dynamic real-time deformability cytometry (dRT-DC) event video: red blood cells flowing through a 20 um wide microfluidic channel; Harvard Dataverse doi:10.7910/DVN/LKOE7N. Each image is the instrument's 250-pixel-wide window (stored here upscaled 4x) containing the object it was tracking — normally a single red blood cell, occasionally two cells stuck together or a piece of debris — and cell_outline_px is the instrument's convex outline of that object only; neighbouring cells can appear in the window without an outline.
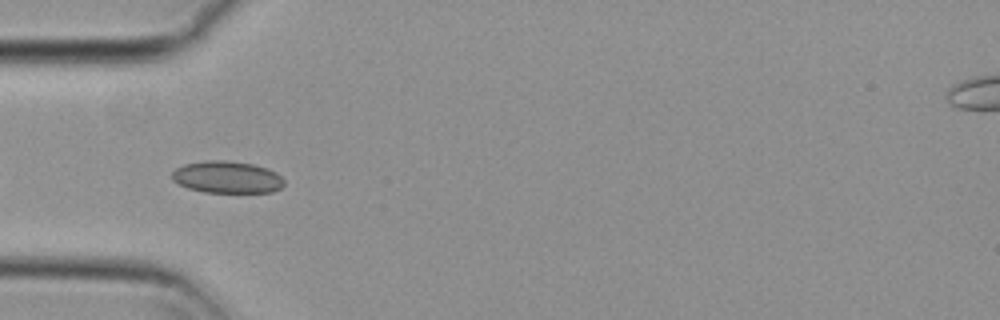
{"species": "common noctule bat (a hibernating species)", "species_latin": "Nyctalus noctula", "temperature_condition": "cold", "stored_images_in_passage": 42, "camera_frame_rate_fps": 3000, "um_per_image_px": 0.085, "animal": {"sex": "female", "body_mass_g": 29.2, "forearm_length_mm": 56.3}, "frame": {"image": 1, "passage_image": 4, "time_ms": 1.0, "image_size_px": [1000, 320], "cell_outline_px": [[284, 184], [280, 188], [272, 192], [204, 192], [188, 188], [172, 180], [172, 172], [176, 168], [184, 164], [204, 160], [228, 160], [252, 164], [268, 168], [276, 172], [284, 180]], "centroid_in_image_um": [19.3, 15.05], "position_along_channel_um": 65.7, "area_um2": 20.98}}
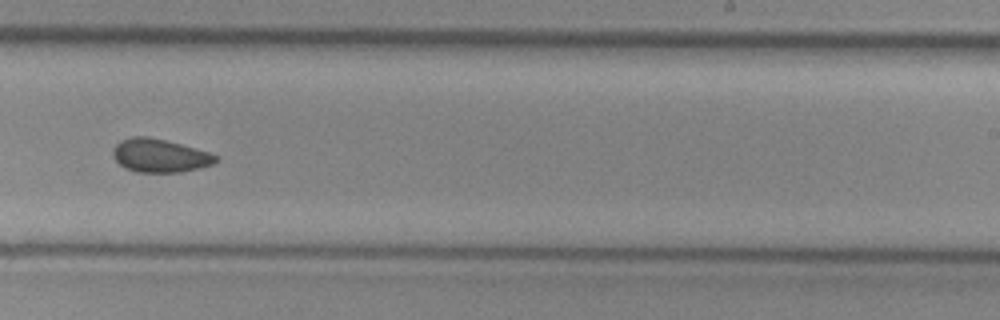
{"frame": {"image": 2, "passage_image": 21, "time_ms": 6.667, "image_size_px": [1000, 320], "cell_outline_px": [[220, 160], [212, 164], [200, 168], [180, 172], [136, 172], [124, 168], [112, 156], [112, 148], [120, 140], [132, 136], [148, 136], [180, 144], [208, 152], [220, 156]], "centroid_in_image_um": [13.57, 13.23], "position_along_channel_um": 275.4, "area_um2": 20.11}}
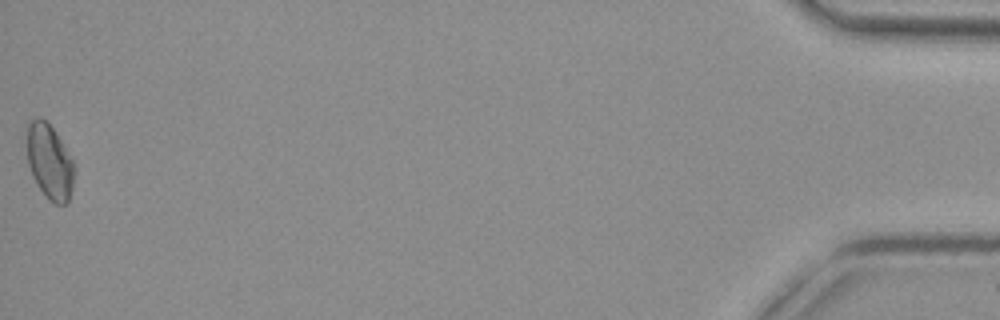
{"frame": {"image": 3, "passage_image": 42, "time_ms": 13.667, "image_size_px": [1000, 320], "cell_outline_px": [[76, 168], [72, 188], [68, 204], [56, 204], [48, 200], [36, 184], [32, 176], [28, 164], [28, 124], [36, 116], [40, 116], [56, 132], [72, 160]], "centroid_in_image_um": [4.23, 13.79], "position_along_channel_um": 431.0, "area_um2": 20.69}, "authors_computed_cell_mechanics": {"area_um2": 20.0566, "velocity_mm_per_s": 3.71, "shape_relaxation_time_tau1_ms": null, "shape_relaxation_time_tau2_ms": 3.1307, "deformation_change_tau1": null, "deformation_change_tau2": 0.0679}}